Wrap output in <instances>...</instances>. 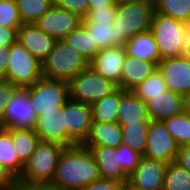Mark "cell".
<instances>
[{"label": "cell", "mask_w": 190, "mask_h": 190, "mask_svg": "<svg viewBox=\"0 0 190 190\" xmlns=\"http://www.w3.org/2000/svg\"><path fill=\"white\" fill-rule=\"evenodd\" d=\"M100 178L91 150L77 144L63 149L50 184L61 190H81Z\"/></svg>", "instance_id": "obj_1"}, {"label": "cell", "mask_w": 190, "mask_h": 190, "mask_svg": "<svg viewBox=\"0 0 190 190\" xmlns=\"http://www.w3.org/2000/svg\"><path fill=\"white\" fill-rule=\"evenodd\" d=\"M153 13V0L116 4L113 25L117 31V47H124L128 39L135 34L150 31Z\"/></svg>", "instance_id": "obj_2"}, {"label": "cell", "mask_w": 190, "mask_h": 190, "mask_svg": "<svg viewBox=\"0 0 190 190\" xmlns=\"http://www.w3.org/2000/svg\"><path fill=\"white\" fill-rule=\"evenodd\" d=\"M189 26L170 16L153 13L150 32L157 43L161 60L183 56Z\"/></svg>", "instance_id": "obj_3"}, {"label": "cell", "mask_w": 190, "mask_h": 190, "mask_svg": "<svg viewBox=\"0 0 190 190\" xmlns=\"http://www.w3.org/2000/svg\"><path fill=\"white\" fill-rule=\"evenodd\" d=\"M89 65L87 60L63 40H57L54 49L42 62L44 78L69 82Z\"/></svg>", "instance_id": "obj_4"}, {"label": "cell", "mask_w": 190, "mask_h": 190, "mask_svg": "<svg viewBox=\"0 0 190 190\" xmlns=\"http://www.w3.org/2000/svg\"><path fill=\"white\" fill-rule=\"evenodd\" d=\"M64 148L55 142L40 141L31 158L24 165L19 179L31 183H51Z\"/></svg>", "instance_id": "obj_5"}, {"label": "cell", "mask_w": 190, "mask_h": 190, "mask_svg": "<svg viewBox=\"0 0 190 190\" xmlns=\"http://www.w3.org/2000/svg\"><path fill=\"white\" fill-rule=\"evenodd\" d=\"M68 83L70 99L90 106L118 88L115 83L105 79L91 65L80 71Z\"/></svg>", "instance_id": "obj_6"}, {"label": "cell", "mask_w": 190, "mask_h": 190, "mask_svg": "<svg viewBox=\"0 0 190 190\" xmlns=\"http://www.w3.org/2000/svg\"><path fill=\"white\" fill-rule=\"evenodd\" d=\"M25 88L37 117L43 115V112L57 111L70 99L69 83L64 80L42 77Z\"/></svg>", "instance_id": "obj_7"}, {"label": "cell", "mask_w": 190, "mask_h": 190, "mask_svg": "<svg viewBox=\"0 0 190 190\" xmlns=\"http://www.w3.org/2000/svg\"><path fill=\"white\" fill-rule=\"evenodd\" d=\"M9 52L5 80L17 87L25 88L43 77L42 62L23 47L18 40L9 47Z\"/></svg>", "instance_id": "obj_8"}, {"label": "cell", "mask_w": 190, "mask_h": 190, "mask_svg": "<svg viewBox=\"0 0 190 190\" xmlns=\"http://www.w3.org/2000/svg\"><path fill=\"white\" fill-rule=\"evenodd\" d=\"M179 148L162 121H150L147 144L142 156L167 164L175 161Z\"/></svg>", "instance_id": "obj_9"}, {"label": "cell", "mask_w": 190, "mask_h": 190, "mask_svg": "<svg viewBox=\"0 0 190 190\" xmlns=\"http://www.w3.org/2000/svg\"><path fill=\"white\" fill-rule=\"evenodd\" d=\"M37 116L32 108L26 88L18 87L5 106L1 128L34 130Z\"/></svg>", "instance_id": "obj_10"}, {"label": "cell", "mask_w": 190, "mask_h": 190, "mask_svg": "<svg viewBox=\"0 0 190 190\" xmlns=\"http://www.w3.org/2000/svg\"><path fill=\"white\" fill-rule=\"evenodd\" d=\"M92 123V107L69 99L64 105V126L66 133L77 143L87 138Z\"/></svg>", "instance_id": "obj_11"}, {"label": "cell", "mask_w": 190, "mask_h": 190, "mask_svg": "<svg viewBox=\"0 0 190 190\" xmlns=\"http://www.w3.org/2000/svg\"><path fill=\"white\" fill-rule=\"evenodd\" d=\"M35 133L40 141L55 142L64 147H71L77 143L66 133L64 126V106L57 111L43 112L37 117Z\"/></svg>", "instance_id": "obj_12"}, {"label": "cell", "mask_w": 190, "mask_h": 190, "mask_svg": "<svg viewBox=\"0 0 190 190\" xmlns=\"http://www.w3.org/2000/svg\"><path fill=\"white\" fill-rule=\"evenodd\" d=\"M166 168V163L142 156L128 184L136 190H163Z\"/></svg>", "instance_id": "obj_13"}, {"label": "cell", "mask_w": 190, "mask_h": 190, "mask_svg": "<svg viewBox=\"0 0 190 190\" xmlns=\"http://www.w3.org/2000/svg\"><path fill=\"white\" fill-rule=\"evenodd\" d=\"M82 23V18L53 5L35 24L47 35L62 40Z\"/></svg>", "instance_id": "obj_14"}, {"label": "cell", "mask_w": 190, "mask_h": 190, "mask_svg": "<svg viewBox=\"0 0 190 190\" xmlns=\"http://www.w3.org/2000/svg\"><path fill=\"white\" fill-rule=\"evenodd\" d=\"M157 69L168 90L181 95L190 91V60L184 56L162 59L157 64Z\"/></svg>", "instance_id": "obj_15"}, {"label": "cell", "mask_w": 190, "mask_h": 190, "mask_svg": "<svg viewBox=\"0 0 190 190\" xmlns=\"http://www.w3.org/2000/svg\"><path fill=\"white\" fill-rule=\"evenodd\" d=\"M17 40L41 62L47 58L57 42L56 38L44 33L35 23L22 24L17 30Z\"/></svg>", "instance_id": "obj_16"}, {"label": "cell", "mask_w": 190, "mask_h": 190, "mask_svg": "<svg viewBox=\"0 0 190 190\" xmlns=\"http://www.w3.org/2000/svg\"><path fill=\"white\" fill-rule=\"evenodd\" d=\"M125 57L126 50L124 47L103 48L89 65L105 79L112 81L119 87Z\"/></svg>", "instance_id": "obj_17"}, {"label": "cell", "mask_w": 190, "mask_h": 190, "mask_svg": "<svg viewBox=\"0 0 190 190\" xmlns=\"http://www.w3.org/2000/svg\"><path fill=\"white\" fill-rule=\"evenodd\" d=\"M150 120L163 121L184 111L183 95L166 90L146 102Z\"/></svg>", "instance_id": "obj_18"}, {"label": "cell", "mask_w": 190, "mask_h": 190, "mask_svg": "<svg viewBox=\"0 0 190 190\" xmlns=\"http://www.w3.org/2000/svg\"><path fill=\"white\" fill-rule=\"evenodd\" d=\"M117 109V123L119 125L151 121L147 113L146 102L138 98L133 91L120 88V100Z\"/></svg>", "instance_id": "obj_19"}, {"label": "cell", "mask_w": 190, "mask_h": 190, "mask_svg": "<svg viewBox=\"0 0 190 190\" xmlns=\"http://www.w3.org/2000/svg\"><path fill=\"white\" fill-rule=\"evenodd\" d=\"M91 150L96 160L102 179L116 180L128 183L129 176L120 166L118 151L111 147H86Z\"/></svg>", "instance_id": "obj_20"}, {"label": "cell", "mask_w": 190, "mask_h": 190, "mask_svg": "<svg viewBox=\"0 0 190 190\" xmlns=\"http://www.w3.org/2000/svg\"><path fill=\"white\" fill-rule=\"evenodd\" d=\"M156 69L157 64L154 62L126 55L119 88L132 91L136 86L147 79Z\"/></svg>", "instance_id": "obj_21"}, {"label": "cell", "mask_w": 190, "mask_h": 190, "mask_svg": "<svg viewBox=\"0 0 190 190\" xmlns=\"http://www.w3.org/2000/svg\"><path fill=\"white\" fill-rule=\"evenodd\" d=\"M122 144L121 127L117 122L92 121L90 132L82 145L84 147L117 148Z\"/></svg>", "instance_id": "obj_22"}, {"label": "cell", "mask_w": 190, "mask_h": 190, "mask_svg": "<svg viewBox=\"0 0 190 190\" xmlns=\"http://www.w3.org/2000/svg\"><path fill=\"white\" fill-rule=\"evenodd\" d=\"M126 55L137 59L159 63L161 57L157 49V43L150 31L135 34L128 39L124 46Z\"/></svg>", "instance_id": "obj_23"}, {"label": "cell", "mask_w": 190, "mask_h": 190, "mask_svg": "<svg viewBox=\"0 0 190 190\" xmlns=\"http://www.w3.org/2000/svg\"><path fill=\"white\" fill-rule=\"evenodd\" d=\"M9 134L18 160L25 165L40 142L39 136L32 129L9 128Z\"/></svg>", "instance_id": "obj_24"}, {"label": "cell", "mask_w": 190, "mask_h": 190, "mask_svg": "<svg viewBox=\"0 0 190 190\" xmlns=\"http://www.w3.org/2000/svg\"><path fill=\"white\" fill-rule=\"evenodd\" d=\"M62 40L78 51L88 63L101 50L82 23Z\"/></svg>", "instance_id": "obj_25"}, {"label": "cell", "mask_w": 190, "mask_h": 190, "mask_svg": "<svg viewBox=\"0 0 190 190\" xmlns=\"http://www.w3.org/2000/svg\"><path fill=\"white\" fill-rule=\"evenodd\" d=\"M149 124L150 121H139V123L120 125L122 144L129 146L131 149L143 155L147 144Z\"/></svg>", "instance_id": "obj_26"}, {"label": "cell", "mask_w": 190, "mask_h": 190, "mask_svg": "<svg viewBox=\"0 0 190 190\" xmlns=\"http://www.w3.org/2000/svg\"><path fill=\"white\" fill-rule=\"evenodd\" d=\"M120 100V88L118 87L110 95L96 101L92 107V121L103 123L117 122L118 104Z\"/></svg>", "instance_id": "obj_27"}, {"label": "cell", "mask_w": 190, "mask_h": 190, "mask_svg": "<svg viewBox=\"0 0 190 190\" xmlns=\"http://www.w3.org/2000/svg\"><path fill=\"white\" fill-rule=\"evenodd\" d=\"M0 162L15 178L22 175L24 165L14 152L9 128L0 127Z\"/></svg>", "instance_id": "obj_28"}, {"label": "cell", "mask_w": 190, "mask_h": 190, "mask_svg": "<svg viewBox=\"0 0 190 190\" xmlns=\"http://www.w3.org/2000/svg\"><path fill=\"white\" fill-rule=\"evenodd\" d=\"M154 12L190 25V0H153Z\"/></svg>", "instance_id": "obj_29"}, {"label": "cell", "mask_w": 190, "mask_h": 190, "mask_svg": "<svg viewBox=\"0 0 190 190\" xmlns=\"http://www.w3.org/2000/svg\"><path fill=\"white\" fill-rule=\"evenodd\" d=\"M100 49L117 46V31L113 23L82 22Z\"/></svg>", "instance_id": "obj_30"}, {"label": "cell", "mask_w": 190, "mask_h": 190, "mask_svg": "<svg viewBox=\"0 0 190 190\" xmlns=\"http://www.w3.org/2000/svg\"><path fill=\"white\" fill-rule=\"evenodd\" d=\"M18 14L23 24L35 23L53 5V0H16Z\"/></svg>", "instance_id": "obj_31"}, {"label": "cell", "mask_w": 190, "mask_h": 190, "mask_svg": "<svg viewBox=\"0 0 190 190\" xmlns=\"http://www.w3.org/2000/svg\"><path fill=\"white\" fill-rule=\"evenodd\" d=\"M179 146L190 145V114L182 112L162 121Z\"/></svg>", "instance_id": "obj_32"}, {"label": "cell", "mask_w": 190, "mask_h": 190, "mask_svg": "<svg viewBox=\"0 0 190 190\" xmlns=\"http://www.w3.org/2000/svg\"><path fill=\"white\" fill-rule=\"evenodd\" d=\"M167 89L166 83L162 74L156 69L147 79L136 86L132 91L138 98H141L144 102H147L152 97L161 95Z\"/></svg>", "instance_id": "obj_33"}, {"label": "cell", "mask_w": 190, "mask_h": 190, "mask_svg": "<svg viewBox=\"0 0 190 190\" xmlns=\"http://www.w3.org/2000/svg\"><path fill=\"white\" fill-rule=\"evenodd\" d=\"M163 190H190V173L176 162L167 163Z\"/></svg>", "instance_id": "obj_34"}, {"label": "cell", "mask_w": 190, "mask_h": 190, "mask_svg": "<svg viewBox=\"0 0 190 190\" xmlns=\"http://www.w3.org/2000/svg\"><path fill=\"white\" fill-rule=\"evenodd\" d=\"M22 24L16 0H0V26L19 28Z\"/></svg>", "instance_id": "obj_35"}, {"label": "cell", "mask_w": 190, "mask_h": 190, "mask_svg": "<svg viewBox=\"0 0 190 190\" xmlns=\"http://www.w3.org/2000/svg\"><path fill=\"white\" fill-rule=\"evenodd\" d=\"M118 151V159L120 166L124 172L129 176L135 168L139 165L142 154L131 149L127 145L121 144L116 148Z\"/></svg>", "instance_id": "obj_36"}, {"label": "cell", "mask_w": 190, "mask_h": 190, "mask_svg": "<svg viewBox=\"0 0 190 190\" xmlns=\"http://www.w3.org/2000/svg\"><path fill=\"white\" fill-rule=\"evenodd\" d=\"M116 6L89 9L82 22L113 23Z\"/></svg>", "instance_id": "obj_37"}, {"label": "cell", "mask_w": 190, "mask_h": 190, "mask_svg": "<svg viewBox=\"0 0 190 190\" xmlns=\"http://www.w3.org/2000/svg\"><path fill=\"white\" fill-rule=\"evenodd\" d=\"M54 5L84 18L89 10L88 0H53Z\"/></svg>", "instance_id": "obj_38"}, {"label": "cell", "mask_w": 190, "mask_h": 190, "mask_svg": "<svg viewBox=\"0 0 190 190\" xmlns=\"http://www.w3.org/2000/svg\"><path fill=\"white\" fill-rule=\"evenodd\" d=\"M18 87L7 80H0V125L3 123L5 106Z\"/></svg>", "instance_id": "obj_39"}, {"label": "cell", "mask_w": 190, "mask_h": 190, "mask_svg": "<svg viewBox=\"0 0 190 190\" xmlns=\"http://www.w3.org/2000/svg\"><path fill=\"white\" fill-rule=\"evenodd\" d=\"M7 190H61L50 183H31L19 178L10 185Z\"/></svg>", "instance_id": "obj_40"}, {"label": "cell", "mask_w": 190, "mask_h": 190, "mask_svg": "<svg viewBox=\"0 0 190 190\" xmlns=\"http://www.w3.org/2000/svg\"><path fill=\"white\" fill-rule=\"evenodd\" d=\"M125 184L116 180L100 178L81 190H123Z\"/></svg>", "instance_id": "obj_41"}, {"label": "cell", "mask_w": 190, "mask_h": 190, "mask_svg": "<svg viewBox=\"0 0 190 190\" xmlns=\"http://www.w3.org/2000/svg\"><path fill=\"white\" fill-rule=\"evenodd\" d=\"M18 29L0 26V47H10L17 40Z\"/></svg>", "instance_id": "obj_42"}, {"label": "cell", "mask_w": 190, "mask_h": 190, "mask_svg": "<svg viewBox=\"0 0 190 190\" xmlns=\"http://www.w3.org/2000/svg\"><path fill=\"white\" fill-rule=\"evenodd\" d=\"M174 162L190 173V145L180 146Z\"/></svg>", "instance_id": "obj_43"}, {"label": "cell", "mask_w": 190, "mask_h": 190, "mask_svg": "<svg viewBox=\"0 0 190 190\" xmlns=\"http://www.w3.org/2000/svg\"><path fill=\"white\" fill-rule=\"evenodd\" d=\"M16 178L0 162V190H7Z\"/></svg>", "instance_id": "obj_44"}, {"label": "cell", "mask_w": 190, "mask_h": 190, "mask_svg": "<svg viewBox=\"0 0 190 190\" xmlns=\"http://www.w3.org/2000/svg\"><path fill=\"white\" fill-rule=\"evenodd\" d=\"M9 47H0V80H5L9 63Z\"/></svg>", "instance_id": "obj_45"}, {"label": "cell", "mask_w": 190, "mask_h": 190, "mask_svg": "<svg viewBox=\"0 0 190 190\" xmlns=\"http://www.w3.org/2000/svg\"><path fill=\"white\" fill-rule=\"evenodd\" d=\"M89 9L103 8L106 6H116L114 0H88Z\"/></svg>", "instance_id": "obj_46"}, {"label": "cell", "mask_w": 190, "mask_h": 190, "mask_svg": "<svg viewBox=\"0 0 190 190\" xmlns=\"http://www.w3.org/2000/svg\"><path fill=\"white\" fill-rule=\"evenodd\" d=\"M183 56L187 60H190V26H189V30H188L187 36H186L185 50H184Z\"/></svg>", "instance_id": "obj_47"}, {"label": "cell", "mask_w": 190, "mask_h": 190, "mask_svg": "<svg viewBox=\"0 0 190 190\" xmlns=\"http://www.w3.org/2000/svg\"><path fill=\"white\" fill-rule=\"evenodd\" d=\"M183 109L190 114V91L183 95Z\"/></svg>", "instance_id": "obj_48"}, {"label": "cell", "mask_w": 190, "mask_h": 190, "mask_svg": "<svg viewBox=\"0 0 190 190\" xmlns=\"http://www.w3.org/2000/svg\"><path fill=\"white\" fill-rule=\"evenodd\" d=\"M123 190H136V189H134L131 185H129L128 183H126V184L124 185Z\"/></svg>", "instance_id": "obj_49"}, {"label": "cell", "mask_w": 190, "mask_h": 190, "mask_svg": "<svg viewBox=\"0 0 190 190\" xmlns=\"http://www.w3.org/2000/svg\"><path fill=\"white\" fill-rule=\"evenodd\" d=\"M129 1H134V0H114V2L116 4L125 3V2H129Z\"/></svg>", "instance_id": "obj_50"}]
</instances>
